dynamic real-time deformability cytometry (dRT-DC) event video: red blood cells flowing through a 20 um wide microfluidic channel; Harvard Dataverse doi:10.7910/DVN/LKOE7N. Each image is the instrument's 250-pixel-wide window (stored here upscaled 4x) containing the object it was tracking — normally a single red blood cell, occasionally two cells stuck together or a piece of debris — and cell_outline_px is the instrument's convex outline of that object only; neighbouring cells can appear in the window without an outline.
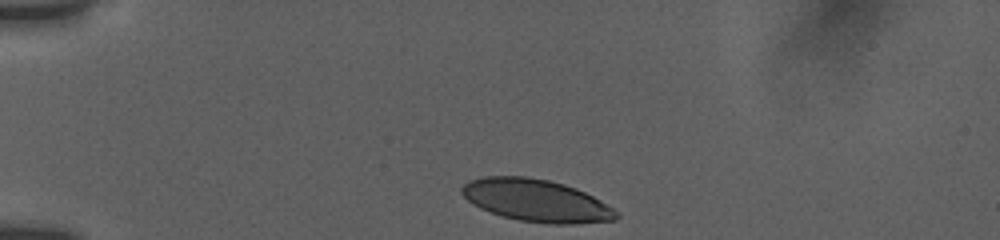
{"species": "human", "species_latin": "Homo sapiens", "temperature_condition": "room temperature", "stored_images_in_passage": 28, "camera_frame_rate_fps": 3000, "um_per_image_px": 0.085, "donor": {"sex": "female"}, "frame": {"image": 1, "passage_image": 1, "time_ms": 0.0, "image_size_px": [1000, 240], "cell_outline_px": [[620, 216], [616, 220], [576, 224], [548, 224], [520, 220], [504, 216], [480, 208], [468, 200], [460, 192], [460, 188], [468, 180], [484, 176], [528, 176], [548, 180], [564, 184], [576, 188], [600, 200], [620, 212]], "centroid_in_image_um": [45.61, 17.04], "position_along_channel_um": 39.4, "area_um2": 38.21}}
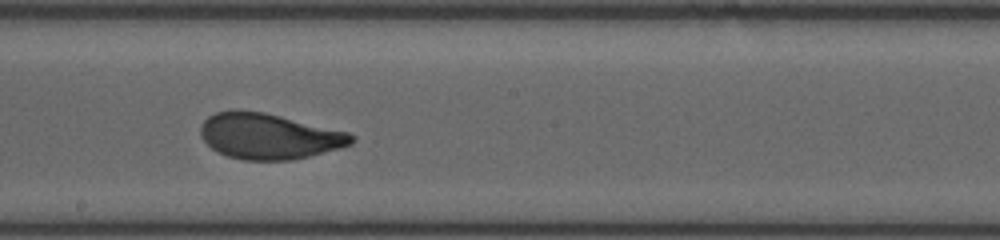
{"frame": {"image": 2, "passage_image": 15, "time_ms": 6.333, "image_size_px": [1000, 240], "cell_outline_px": [[356, 140], [352, 144], [340, 148], [292, 160], [244, 160], [228, 156], [216, 152], [200, 136], [200, 124], [208, 116], [216, 112], [264, 112], [348, 132], [356, 136]], "centroid_in_image_um": [22.87, 11.6], "position_along_channel_um": 225.3, "area_um2": 39.77}}
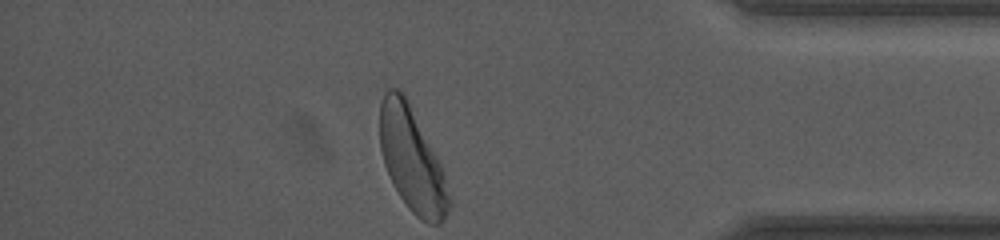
{"frame": {"image": 3, "passage_image": 28, "time_ms": 11.667, "image_size_px": [1000, 240], "cell_outline_px": [[452, 204], [444, 220], [440, 224], [428, 224], [420, 220], [408, 208], [392, 184], [384, 164], [380, 148], [380, 104], [384, 92], [388, 88], [396, 88], [404, 92], [444, 172], [452, 200]], "centroid_in_image_um": [35.02, 13.61], "position_along_channel_um": 400.2, "area_um2": 42.08}, "authors_computed_cell_mechanics": {"area_um2": 40.0554, "velocity_mm_per_s": 3.7542, "shape_relaxation_time_tau1_ms": 3.2086, "shape_relaxation_time_tau2_ms": null, "deformation_change_tau1": 0.1426, "deformation_change_tau2": null}}